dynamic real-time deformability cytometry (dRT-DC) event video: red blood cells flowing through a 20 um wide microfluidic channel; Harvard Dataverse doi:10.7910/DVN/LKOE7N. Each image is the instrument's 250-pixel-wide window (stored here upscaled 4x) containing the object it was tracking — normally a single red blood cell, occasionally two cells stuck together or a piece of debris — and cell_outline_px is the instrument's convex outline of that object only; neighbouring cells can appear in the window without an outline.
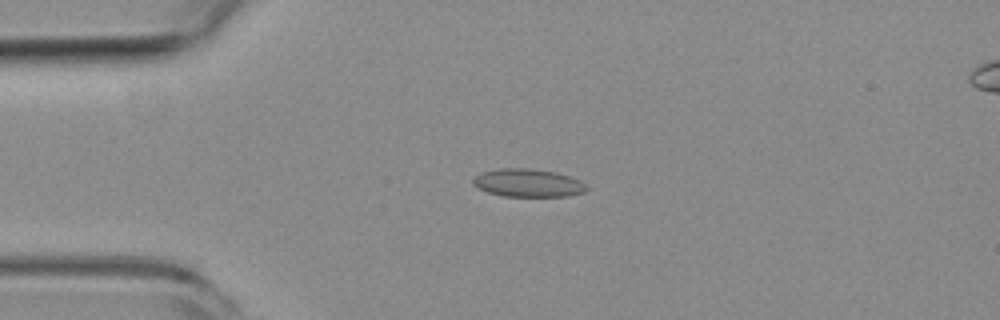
{"species": "common noctule bat (a hibernating species)", "species_latin": "Nyctalus noctula", "temperature_condition": "room temperature", "stored_images_in_passage": 5, "camera_frame_rate_fps": 3000, "um_per_image_px": 0.085, "animal": {"sex": "female", "body_mass_g": 19.3, "forearm_length_mm": 54.1}, "frame": {"image": 1, "passage_image": 3, "time_ms": 3.667, "image_size_px": [1000, 320], "cell_outline_px": [[588, 188], [584, 192], [568, 196], [504, 196], [488, 192], [472, 184], [472, 180], [480, 172], [500, 168], [528, 168], [556, 172], [580, 180]], "centroid_in_image_um": [44.87, 15.54], "position_along_channel_um": 40.1, "area_um2": 18.44}}